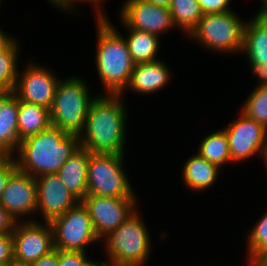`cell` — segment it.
<instances>
[{
    "instance_id": "cell-1",
    "label": "cell",
    "mask_w": 267,
    "mask_h": 266,
    "mask_svg": "<svg viewBox=\"0 0 267 266\" xmlns=\"http://www.w3.org/2000/svg\"><path fill=\"white\" fill-rule=\"evenodd\" d=\"M123 98L122 95L98 94L79 135L80 146L95 154H126L130 113Z\"/></svg>"
},
{
    "instance_id": "cell-2",
    "label": "cell",
    "mask_w": 267,
    "mask_h": 266,
    "mask_svg": "<svg viewBox=\"0 0 267 266\" xmlns=\"http://www.w3.org/2000/svg\"><path fill=\"white\" fill-rule=\"evenodd\" d=\"M109 17L95 18L96 66L102 93L124 97L135 63L131 58L124 34Z\"/></svg>"
},
{
    "instance_id": "cell-3",
    "label": "cell",
    "mask_w": 267,
    "mask_h": 266,
    "mask_svg": "<svg viewBox=\"0 0 267 266\" xmlns=\"http://www.w3.org/2000/svg\"><path fill=\"white\" fill-rule=\"evenodd\" d=\"M79 147L78 135L51 125L20 141L14 158L19 171L36 178L57 173Z\"/></svg>"
},
{
    "instance_id": "cell-4",
    "label": "cell",
    "mask_w": 267,
    "mask_h": 266,
    "mask_svg": "<svg viewBox=\"0 0 267 266\" xmlns=\"http://www.w3.org/2000/svg\"><path fill=\"white\" fill-rule=\"evenodd\" d=\"M139 208L117 229L101 239L111 266H145L152 249V238ZM142 215V216H141Z\"/></svg>"
},
{
    "instance_id": "cell-5",
    "label": "cell",
    "mask_w": 267,
    "mask_h": 266,
    "mask_svg": "<svg viewBox=\"0 0 267 266\" xmlns=\"http://www.w3.org/2000/svg\"><path fill=\"white\" fill-rule=\"evenodd\" d=\"M82 77L74 74L61 79L50 109L52 126L78 136L85 127L91 103L99 94L92 95L90 85Z\"/></svg>"
},
{
    "instance_id": "cell-6",
    "label": "cell",
    "mask_w": 267,
    "mask_h": 266,
    "mask_svg": "<svg viewBox=\"0 0 267 266\" xmlns=\"http://www.w3.org/2000/svg\"><path fill=\"white\" fill-rule=\"evenodd\" d=\"M246 20L234 10L216 14H203L197 27L187 40L196 42L207 51L219 54H241ZM193 40V41H192ZM200 43V44H199Z\"/></svg>"
},
{
    "instance_id": "cell-7",
    "label": "cell",
    "mask_w": 267,
    "mask_h": 266,
    "mask_svg": "<svg viewBox=\"0 0 267 266\" xmlns=\"http://www.w3.org/2000/svg\"><path fill=\"white\" fill-rule=\"evenodd\" d=\"M124 158L125 154L91 153L88 162V195L138 198L125 170Z\"/></svg>"
},
{
    "instance_id": "cell-8",
    "label": "cell",
    "mask_w": 267,
    "mask_h": 266,
    "mask_svg": "<svg viewBox=\"0 0 267 266\" xmlns=\"http://www.w3.org/2000/svg\"><path fill=\"white\" fill-rule=\"evenodd\" d=\"M49 223L53 233L54 249L87 252V247L95 246L96 243L101 244L88 210L81 201Z\"/></svg>"
},
{
    "instance_id": "cell-9",
    "label": "cell",
    "mask_w": 267,
    "mask_h": 266,
    "mask_svg": "<svg viewBox=\"0 0 267 266\" xmlns=\"http://www.w3.org/2000/svg\"><path fill=\"white\" fill-rule=\"evenodd\" d=\"M12 238L14 266H29L55 250L49 222H16Z\"/></svg>"
},
{
    "instance_id": "cell-10",
    "label": "cell",
    "mask_w": 267,
    "mask_h": 266,
    "mask_svg": "<svg viewBox=\"0 0 267 266\" xmlns=\"http://www.w3.org/2000/svg\"><path fill=\"white\" fill-rule=\"evenodd\" d=\"M138 199L87 195L81 202L88 210L94 231L101 240L138 209Z\"/></svg>"
},
{
    "instance_id": "cell-11",
    "label": "cell",
    "mask_w": 267,
    "mask_h": 266,
    "mask_svg": "<svg viewBox=\"0 0 267 266\" xmlns=\"http://www.w3.org/2000/svg\"><path fill=\"white\" fill-rule=\"evenodd\" d=\"M28 60L26 68L20 70L12 91L19 100L51 109L56 87L61 79L53 69ZM22 71V72H21ZM22 73V74H21Z\"/></svg>"
},
{
    "instance_id": "cell-12",
    "label": "cell",
    "mask_w": 267,
    "mask_h": 266,
    "mask_svg": "<svg viewBox=\"0 0 267 266\" xmlns=\"http://www.w3.org/2000/svg\"><path fill=\"white\" fill-rule=\"evenodd\" d=\"M227 124L223 129L234 165L249 161L254 156L260 157L267 137V128L240 111L238 116Z\"/></svg>"
},
{
    "instance_id": "cell-13",
    "label": "cell",
    "mask_w": 267,
    "mask_h": 266,
    "mask_svg": "<svg viewBox=\"0 0 267 266\" xmlns=\"http://www.w3.org/2000/svg\"><path fill=\"white\" fill-rule=\"evenodd\" d=\"M118 12L119 21L125 29L146 31L159 37L167 31L176 30L169 8L144 0H125L119 5Z\"/></svg>"
},
{
    "instance_id": "cell-14",
    "label": "cell",
    "mask_w": 267,
    "mask_h": 266,
    "mask_svg": "<svg viewBox=\"0 0 267 266\" xmlns=\"http://www.w3.org/2000/svg\"><path fill=\"white\" fill-rule=\"evenodd\" d=\"M37 196L35 177L17 169L7 181L0 204L16 222L36 221Z\"/></svg>"
},
{
    "instance_id": "cell-15",
    "label": "cell",
    "mask_w": 267,
    "mask_h": 266,
    "mask_svg": "<svg viewBox=\"0 0 267 266\" xmlns=\"http://www.w3.org/2000/svg\"><path fill=\"white\" fill-rule=\"evenodd\" d=\"M37 184V216L41 222H50L74 207L79 200L70 193L59 176L44 174L36 177ZM41 215V216H40Z\"/></svg>"
},
{
    "instance_id": "cell-16",
    "label": "cell",
    "mask_w": 267,
    "mask_h": 266,
    "mask_svg": "<svg viewBox=\"0 0 267 266\" xmlns=\"http://www.w3.org/2000/svg\"><path fill=\"white\" fill-rule=\"evenodd\" d=\"M169 65L160 60L153 62L135 64L127 88L130 92L139 95H151L164 90L163 88L171 82V70Z\"/></svg>"
},
{
    "instance_id": "cell-17",
    "label": "cell",
    "mask_w": 267,
    "mask_h": 266,
    "mask_svg": "<svg viewBox=\"0 0 267 266\" xmlns=\"http://www.w3.org/2000/svg\"><path fill=\"white\" fill-rule=\"evenodd\" d=\"M18 107L19 99L12 91L0 96V155L14 156L19 147Z\"/></svg>"
},
{
    "instance_id": "cell-18",
    "label": "cell",
    "mask_w": 267,
    "mask_h": 266,
    "mask_svg": "<svg viewBox=\"0 0 267 266\" xmlns=\"http://www.w3.org/2000/svg\"><path fill=\"white\" fill-rule=\"evenodd\" d=\"M91 152L80 146L56 173L79 201L88 195L87 176Z\"/></svg>"
},
{
    "instance_id": "cell-19",
    "label": "cell",
    "mask_w": 267,
    "mask_h": 266,
    "mask_svg": "<svg viewBox=\"0 0 267 266\" xmlns=\"http://www.w3.org/2000/svg\"><path fill=\"white\" fill-rule=\"evenodd\" d=\"M182 166V181L187 190L201 193L213 187L220 176V168L197 152L189 156Z\"/></svg>"
},
{
    "instance_id": "cell-20",
    "label": "cell",
    "mask_w": 267,
    "mask_h": 266,
    "mask_svg": "<svg viewBox=\"0 0 267 266\" xmlns=\"http://www.w3.org/2000/svg\"><path fill=\"white\" fill-rule=\"evenodd\" d=\"M247 20L241 55L245 54L248 64H261L267 68V25L256 15Z\"/></svg>"
},
{
    "instance_id": "cell-21",
    "label": "cell",
    "mask_w": 267,
    "mask_h": 266,
    "mask_svg": "<svg viewBox=\"0 0 267 266\" xmlns=\"http://www.w3.org/2000/svg\"><path fill=\"white\" fill-rule=\"evenodd\" d=\"M51 125L49 109L19 100L17 126L21 141L28 136L38 134Z\"/></svg>"
},
{
    "instance_id": "cell-22",
    "label": "cell",
    "mask_w": 267,
    "mask_h": 266,
    "mask_svg": "<svg viewBox=\"0 0 267 266\" xmlns=\"http://www.w3.org/2000/svg\"><path fill=\"white\" fill-rule=\"evenodd\" d=\"M128 33L124 36L135 64L153 62L160 60L159 36L141 30L126 29Z\"/></svg>"
},
{
    "instance_id": "cell-23",
    "label": "cell",
    "mask_w": 267,
    "mask_h": 266,
    "mask_svg": "<svg viewBox=\"0 0 267 266\" xmlns=\"http://www.w3.org/2000/svg\"><path fill=\"white\" fill-rule=\"evenodd\" d=\"M197 153L220 169L227 164H234L231 159L225 130L219 129L206 135L198 146Z\"/></svg>"
},
{
    "instance_id": "cell-24",
    "label": "cell",
    "mask_w": 267,
    "mask_h": 266,
    "mask_svg": "<svg viewBox=\"0 0 267 266\" xmlns=\"http://www.w3.org/2000/svg\"><path fill=\"white\" fill-rule=\"evenodd\" d=\"M169 11L175 28L187 37L203 16L198 0H172Z\"/></svg>"
},
{
    "instance_id": "cell-25",
    "label": "cell",
    "mask_w": 267,
    "mask_h": 266,
    "mask_svg": "<svg viewBox=\"0 0 267 266\" xmlns=\"http://www.w3.org/2000/svg\"><path fill=\"white\" fill-rule=\"evenodd\" d=\"M248 231L246 237L247 266H254L267 254V211Z\"/></svg>"
},
{
    "instance_id": "cell-26",
    "label": "cell",
    "mask_w": 267,
    "mask_h": 266,
    "mask_svg": "<svg viewBox=\"0 0 267 266\" xmlns=\"http://www.w3.org/2000/svg\"><path fill=\"white\" fill-rule=\"evenodd\" d=\"M22 46L15 39L4 51L0 52V83L8 90L13 91L19 73V59Z\"/></svg>"
},
{
    "instance_id": "cell-27",
    "label": "cell",
    "mask_w": 267,
    "mask_h": 266,
    "mask_svg": "<svg viewBox=\"0 0 267 266\" xmlns=\"http://www.w3.org/2000/svg\"><path fill=\"white\" fill-rule=\"evenodd\" d=\"M240 112L267 128V85L251 89Z\"/></svg>"
},
{
    "instance_id": "cell-28",
    "label": "cell",
    "mask_w": 267,
    "mask_h": 266,
    "mask_svg": "<svg viewBox=\"0 0 267 266\" xmlns=\"http://www.w3.org/2000/svg\"><path fill=\"white\" fill-rule=\"evenodd\" d=\"M105 2L106 0H61L58 8L61 10L60 12H67L66 14L73 13L72 16H74L75 13L77 15V13L79 14L80 12L78 10V8L80 9V6L78 7V4L89 3L93 7V12L95 14L94 18H106L108 17V14L107 12H104L105 10H103V5L105 4Z\"/></svg>"
},
{
    "instance_id": "cell-29",
    "label": "cell",
    "mask_w": 267,
    "mask_h": 266,
    "mask_svg": "<svg viewBox=\"0 0 267 266\" xmlns=\"http://www.w3.org/2000/svg\"><path fill=\"white\" fill-rule=\"evenodd\" d=\"M86 252L58 250L59 266H87L92 260Z\"/></svg>"
},
{
    "instance_id": "cell-30",
    "label": "cell",
    "mask_w": 267,
    "mask_h": 266,
    "mask_svg": "<svg viewBox=\"0 0 267 266\" xmlns=\"http://www.w3.org/2000/svg\"><path fill=\"white\" fill-rule=\"evenodd\" d=\"M17 170L14 156L0 155V198L9 177Z\"/></svg>"
},
{
    "instance_id": "cell-31",
    "label": "cell",
    "mask_w": 267,
    "mask_h": 266,
    "mask_svg": "<svg viewBox=\"0 0 267 266\" xmlns=\"http://www.w3.org/2000/svg\"><path fill=\"white\" fill-rule=\"evenodd\" d=\"M0 264L14 266L12 234H0Z\"/></svg>"
},
{
    "instance_id": "cell-32",
    "label": "cell",
    "mask_w": 267,
    "mask_h": 266,
    "mask_svg": "<svg viewBox=\"0 0 267 266\" xmlns=\"http://www.w3.org/2000/svg\"><path fill=\"white\" fill-rule=\"evenodd\" d=\"M203 14H216L232 11L231 0H198Z\"/></svg>"
},
{
    "instance_id": "cell-33",
    "label": "cell",
    "mask_w": 267,
    "mask_h": 266,
    "mask_svg": "<svg viewBox=\"0 0 267 266\" xmlns=\"http://www.w3.org/2000/svg\"><path fill=\"white\" fill-rule=\"evenodd\" d=\"M15 224V219L0 204V234H12Z\"/></svg>"
},
{
    "instance_id": "cell-34",
    "label": "cell",
    "mask_w": 267,
    "mask_h": 266,
    "mask_svg": "<svg viewBox=\"0 0 267 266\" xmlns=\"http://www.w3.org/2000/svg\"><path fill=\"white\" fill-rule=\"evenodd\" d=\"M249 70H251L254 79H257V85L255 87L267 85V68L265 66H261V64H249Z\"/></svg>"
},
{
    "instance_id": "cell-35",
    "label": "cell",
    "mask_w": 267,
    "mask_h": 266,
    "mask_svg": "<svg viewBox=\"0 0 267 266\" xmlns=\"http://www.w3.org/2000/svg\"><path fill=\"white\" fill-rule=\"evenodd\" d=\"M29 266H59L58 265V250L55 249L50 254L41 257L39 260L31 263Z\"/></svg>"
},
{
    "instance_id": "cell-36",
    "label": "cell",
    "mask_w": 267,
    "mask_h": 266,
    "mask_svg": "<svg viewBox=\"0 0 267 266\" xmlns=\"http://www.w3.org/2000/svg\"><path fill=\"white\" fill-rule=\"evenodd\" d=\"M15 36L13 37L9 32H5L1 29L0 26V52L4 51L14 40Z\"/></svg>"
},
{
    "instance_id": "cell-37",
    "label": "cell",
    "mask_w": 267,
    "mask_h": 266,
    "mask_svg": "<svg viewBox=\"0 0 267 266\" xmlns=\"http://www.w3.org/2000/svg\"><path fill=\"white\" fill-rule=\"evenodd\" d=\"M144 1L152 3V4L157 5V6L166 7V8H169V6L172 2V0H144Z\"/></svg>"
},
{
    "instance_id": "cell-38",
    "label": "cell",
    "mask_w": 267,
    "mask_h": 266,
    "mask_svg": "<svg viewBox=\"0 0 267 266\" xmlns=\"http://www.w3.org/2000/svg\"><path fill=\"white\" fill-rule=\"evenodd\" d=\"M260 158L263 160V165H265V170H267V137L265 140V144L262 148L261 154H260Z\"/></svg>"
},
{
    "instance_id": "cell-39",
    "label": "cell",
    "mask_w": 267,
    "mask_h": 266,
    "mask_svg": "<svg viewBox=\"0 0 267 266\" xmlns=\"http://www.w3.org/2000/svg\"><path fill=\"white\" fill-rule=\"evenodd\" d=\"M87 266H111V264L108 262V261H105V260H103V261H101L100 262V260H95L94 259V261L93 260H91L88 264H87Z\"/></svg>"
},
{
    "instance_id": "cell-40",
    "label": "cell",
    "mask_w": 267,
    "mask_h": 266,
    "mask_svg": "<svg viewBox=\"0 0 267 266\" xmlns=\"http://www.w3.org/2000/svg\"><path fill=\"white\" fill-rule=\"evenodd\" d=\"M255 15L259 16L267 25V11H256Z\"/></svg>"
},
{
    "instance_id": "cell-41",
    "label": "cell",
    "mask_w": 267,
    "mask_h": 266,
    "mask_svg": "<svg viewBox=\"0 0 267 266\" xmlns=\"http://www.w3.org/2000/svg\"><path fill=\"white\" fill-rule=\"evenodd\" d=\"M254 266H267V254L264 255Z\"/></svg>"
},
{
    "instance_id": "cell-42",
    "label": "cell",
    "mask_w": 267,
    "mask_h": 266,
    "mask_svg": "<svg viewBox=\"0 0 267 266\" xmlns=\"http://www.w3.org/2000/svg\"><path fill=\"white\" fill-rule=\"evenodd\" d=\"M261 4L257 11H267V0H260Z\"/></svg>"
},
{
    "instance_id": "cell-43",
    "label": "cell",
    "mask_w": 267,
    "mask_h": 266,
    "mask_svg": "<svg viewBox=\"0 0 267 266\" xmlns=\"http://www.w3.org/2000/svg\"><path fill=\"white\" fill-rule=\"evenodd\" d=\"M46 2L50 3V5H52V7L54 8H57L58 9V6L61 2V0H47Z\"/></svg>"
},
{
    "instance_id": "cell-44",
    "label": "cell",
    "mask_w": 267,
    "mask_h": 266,
    "mask_svg": "<svg viewBox=\"0 0 267 266\" xmlns=\"http://www.w3.org/2000/svg\"><path fill=\"white\" fill-rule=\"evenodd\" d=\"M9 92L1 83H0V94H5Z\"/></svg>"
}]
</instances>
